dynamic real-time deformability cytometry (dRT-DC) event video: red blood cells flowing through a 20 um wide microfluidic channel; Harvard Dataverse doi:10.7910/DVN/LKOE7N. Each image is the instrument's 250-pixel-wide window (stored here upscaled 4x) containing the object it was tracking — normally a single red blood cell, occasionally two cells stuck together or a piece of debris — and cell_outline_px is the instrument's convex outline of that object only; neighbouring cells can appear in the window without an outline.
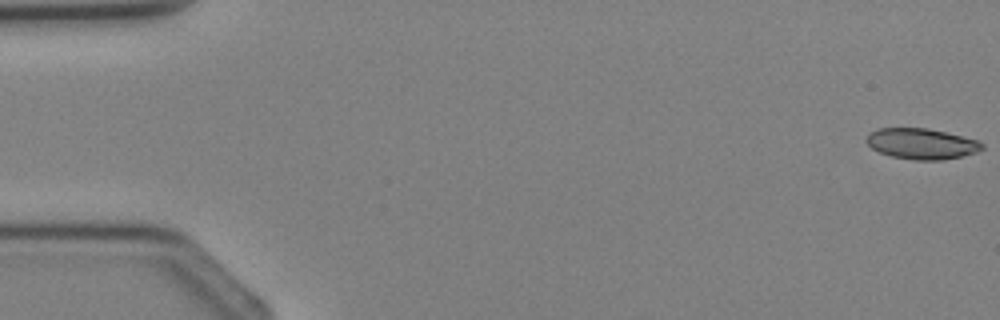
{"species": "Egyptian fruit bat (a non-hibernating species)", "species_latin": "Rousettus aegyptiacus", "temperature_condition": "cold", "stored_images_in_passage": 4, "camera_frame_rate_fps": 3000, "um_per_image_px": 0.085, "animal": {"sex": "female"}, "frame": {"image": 1, "passage_image": 1, "time_ms": 0.0, "image_size_px": [1000, 320], "cell_outline_px": [[984, 148], [976, 152], [960, 156], [940, 160], [916, 160], [892, 156], [880, 152], [872, 148], [864, 140], [868, 132], [876, 128], [928, 128], [976, 140], [984, 144]], "centroid_in_image_um": [78.27, 12.21], "position_along_channel_um": 6.7, "area_um2": 20.58}}
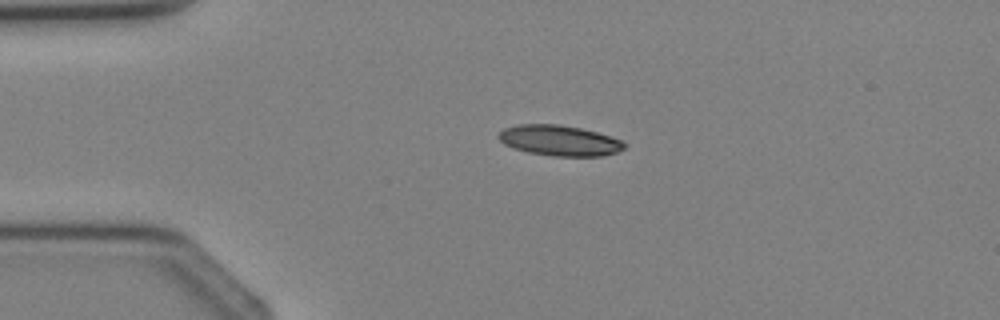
{"frame": {"image": 2, "passage_image": 3, "time_ms": 2.667, "image_size_px": [1000, 320], "cell_outline_px": [[628, 144], [624, 148], [616, 152], [600, 156], [552, 156], [528, 152], [512, 148], [504, 144], [496, 136], [504, 128], [516, 124], [560, 124], [580, 128], [596, 132], [620, 140]], "centroid_in_image_um": [47.51, 11.94], "position_along_channel_um": 37.5, "area_um2": 22.37}}